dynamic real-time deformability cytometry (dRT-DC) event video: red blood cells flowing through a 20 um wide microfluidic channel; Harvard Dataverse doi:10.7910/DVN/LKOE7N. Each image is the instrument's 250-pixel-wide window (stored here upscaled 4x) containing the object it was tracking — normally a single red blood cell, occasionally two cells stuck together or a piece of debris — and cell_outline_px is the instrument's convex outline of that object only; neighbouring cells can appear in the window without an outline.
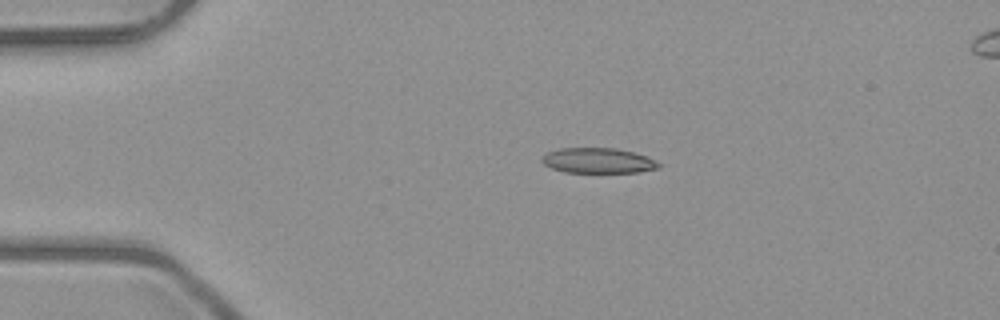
{"species": "common noctule bat (a hibernating species)", "species_latin": "Nyctalus noctula", "temperature_condition": "room temperature", "stored_images_in_passage": 4, "camera_frame_rate_fps": 3000, "um_per_image_px": 0.085, "animal": {"sex": "male", "body_mass_g": 23.1, "forearm_length_mm": 52.7}, "frame": {"image": 1, "passage_image": 2, "time_ms": 1.0, "image_size_px": [1000, 320], "cell_outline_px": [[660, 168], [640, 172], [564, 172], [552, 168], [544, 164], [540, 160], [548, 152], [560, 148], [616, 148], [636, 152], [648, 156], [656, 160], [660, 164]], "centroid_in_image_um": [50.89, 13.64], "position_along_channel_um": 34.1, "area_um2": 17.28}}